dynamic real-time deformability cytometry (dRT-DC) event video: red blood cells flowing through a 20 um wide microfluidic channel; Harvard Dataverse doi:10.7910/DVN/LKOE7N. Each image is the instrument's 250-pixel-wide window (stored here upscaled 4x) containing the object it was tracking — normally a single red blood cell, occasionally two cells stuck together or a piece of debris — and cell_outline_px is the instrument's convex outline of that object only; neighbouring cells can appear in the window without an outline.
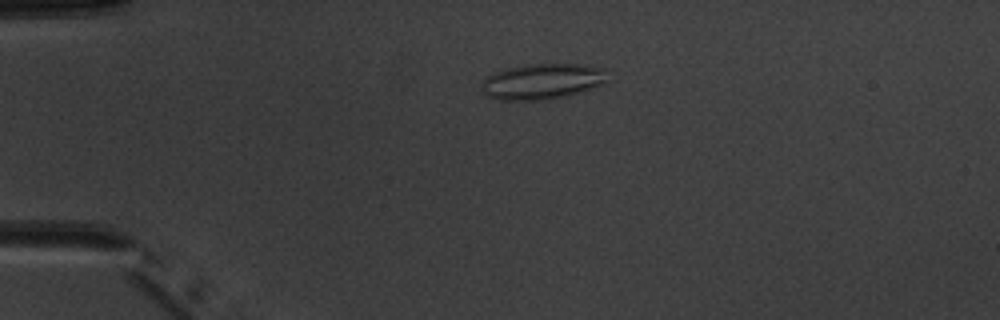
{"species": "common noctule bat (a hibernating species)", "species_latin": "Nyctalus noctula", "temperature_condition": "warm", "stored_images_in_passage": 2, "camera_frame_rate_fps": 3000, "um_per_image_px": 0.085, "animal": {"sex": "male", "body_mass_g": 20.1, "forearm_length_mm": 53.5}, "frame": {"image": 1, "passage_image": 1, "time_ms": 0.0, "image_size_px": [1000, 320], "cell_outline_px": [[604, 84], [576, 92], [560, 96], [536, 100], [500, 100], [488, 96], [480, 88], [480, 84], [492, 72], [504, 68], [528, 64], [576, 64], [604, 68]], "centroid_in_image_um": [45.99, 6.9], "position_along_channel_um": 39.0, "area_um2": 25.66}}